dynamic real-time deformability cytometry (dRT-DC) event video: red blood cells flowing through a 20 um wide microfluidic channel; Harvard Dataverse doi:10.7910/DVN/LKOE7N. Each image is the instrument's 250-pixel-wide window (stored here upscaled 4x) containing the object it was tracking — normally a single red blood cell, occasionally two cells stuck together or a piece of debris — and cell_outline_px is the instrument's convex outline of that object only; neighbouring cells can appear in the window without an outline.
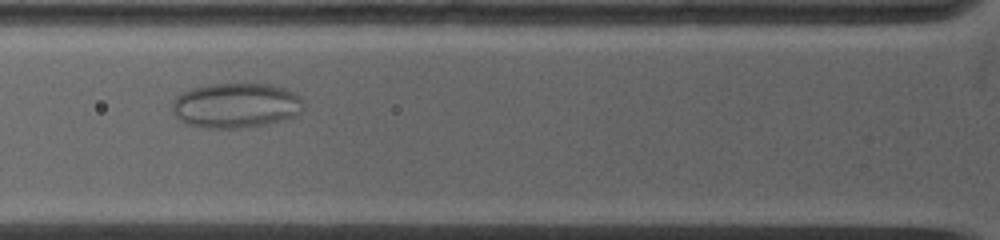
{"species": "common noctule bat (a hibernating species)", "species_latin": "Nyctalus noctula", "temperature_condition": "warm", "stored_images_in_passage": 28, "camera_frame_rate_fps": 5000, "um_per_image_px": 0.085, "animal": {"sex": "female", "body_mass_g": 19.0, "forearm_length_mm": 53.3}, "frame": {"image": 1, "passage_image": 3, "time_ms": 0.8, "image_size_px": [1000, 240], "cell_outline_px": [[304, 108], [296, 116], [264, 124], [240, 128], [204, 128], [188, 124], [180, 120], [172, 112], [172, 100], [180, 92], [192, 88], [212, 84], [268, 84], [284, 88], [300, 96], [304, 100]], "centroid_in_image_um": [20.04, 8.96], "position_along_channel_um": 105.8, "area_um2": 34.51}}
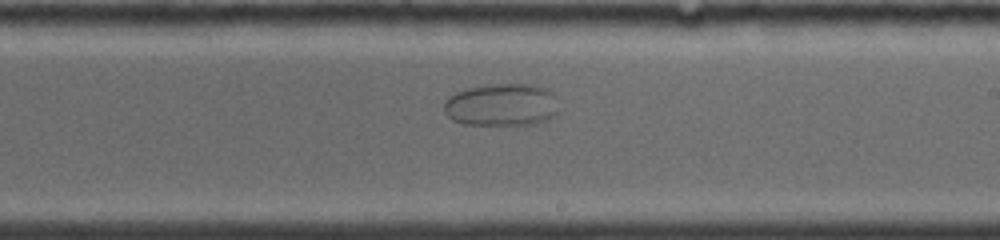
{"frame": {"image": 2, "passage_image": 13, "time_ms": 4.6, "image_size_px": [1000, 240], "cell_outline_px": [[556, 112], [548, 120], [528, 124], [464, 124], [452, 120], [444, 112], [444, 104], [448, 96], [456, 92], [468, 88], [488, 84], [536, 84], [544, 88], [552, 96]], "centroid_in_image_um": [42.55, 8.9], "position_along_channel_um": 246.4, "area_um2": 27.98}}
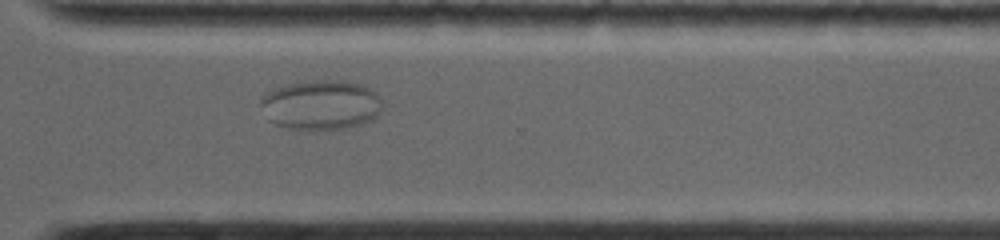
{"frame": {"image": 3, "passage_image": 20, "time_ms": 7.2, "image_size_px": [1000, 240], "cell_outline_px": [[384, 108], [372, 120], [360, 124], [344, 128], [312, 132], [288, 128], [276, 124], [268, 120], [260, 104], [260, 100], [264, 92], [288, 84], [308, 80], [340, 80], [360, 84], [376, 92]], "centroid_in_image_um": [27.26, 8.94], "position_along_channel_um": 343.3, "area_um2": 35.89}}